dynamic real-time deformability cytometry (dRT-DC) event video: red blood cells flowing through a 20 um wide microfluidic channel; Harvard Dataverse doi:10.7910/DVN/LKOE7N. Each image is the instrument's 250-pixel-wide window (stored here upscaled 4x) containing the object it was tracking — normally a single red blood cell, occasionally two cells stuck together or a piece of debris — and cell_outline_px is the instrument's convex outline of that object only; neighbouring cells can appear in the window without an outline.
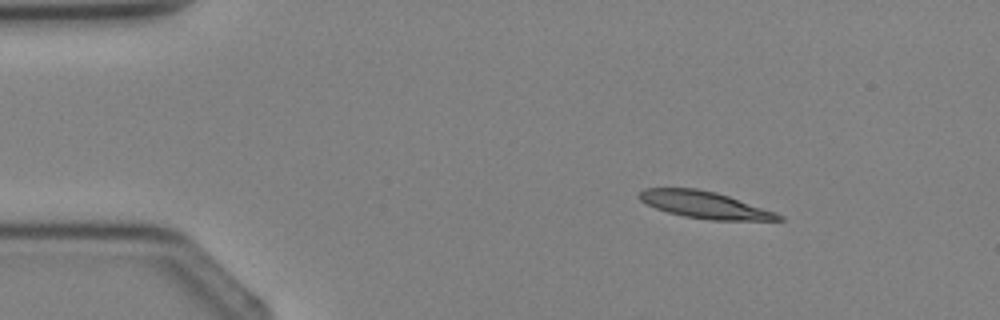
{"species": "Egyptian fruit bat (a non-hibernating species)", "species_latin": "Rousettus aegyptiacus", "temperature_condition": "cold", "stored_images_in_passage": 3, "segment_of_instrument_passage": [1, 2], "camera_frame_rate_fps": 3000, "um_per_image_px": 0.085, "animal": {"sex": "female"}, "frame": {"image": 1, "passage_image": 1, "time_ms": 0.0, "image_size_px": [1000, 320], "cell_outline_px": [[784, 220], [712, 220], [684, 216], [668, 212], [656, 208], [640, 200], [636, 196], [644, 188], [696, 188], [716, 192], [776, 212], [784, 216]], "centroid_in_image_um": [59.9, 17.41], "position_along_channel_um": 25.1, "area_um2": 21.68}}